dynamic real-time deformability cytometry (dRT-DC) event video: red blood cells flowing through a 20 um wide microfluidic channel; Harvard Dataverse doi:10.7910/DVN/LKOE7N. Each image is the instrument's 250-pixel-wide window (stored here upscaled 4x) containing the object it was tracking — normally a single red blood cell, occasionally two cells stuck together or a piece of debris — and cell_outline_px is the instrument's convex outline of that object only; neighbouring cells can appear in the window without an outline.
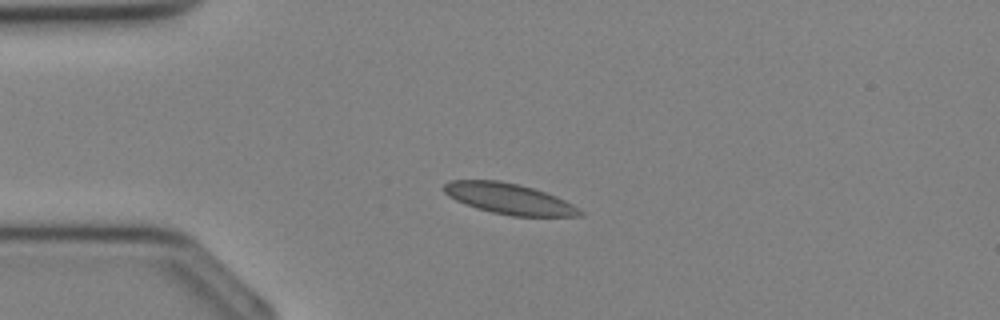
{"species": "Egyptian fruit bat (a non-hibernating species)", "species_latin": "Rousettus aegyptiacus", "temperature_condition": "cold", "stored_images_in_passage": 35, "camera_frame_rate_fps": 3000, "um_per_image_px": 0.085, "animal": {"sex": "female"}, "frame": {"image": 1, "passage_image": 8, "time_ms": 2.333, "image_size_px": [1000, 320], "cell_outline_px": [[584, 216], [512, 216], [492, 212], [476, 208], [456, 200], [448, 196], [444, 192], [444, 184], [452, 180], [500, 180], [520, 184], [556, 196], [572, 204], [584, 212]], "centroid_in_image_um": [43.28, 16.89], "position_along_channel_um": 41.7, "area_um2": 24.28}}
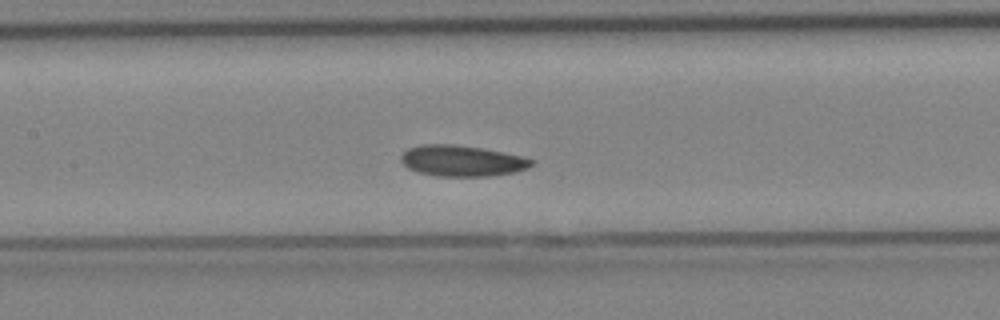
{"frame": {"image": 2, "passage_image": 16, "time_ms": 5.0, "image_size_px": [1000, 320], "cell_outline_px": [[536, 160], [528, 168], [516, 172], [488, 176], [436, 176], [416, 172], [408, 168], [400, 160], [400, 156], [408, 148], [420, 144], [456, 144], [480, 148], [520, 156]], "centroid_in_image_um": [39.23, 13.67], "position_along_channel_um": 168.2, "area_um2": 23.58}}
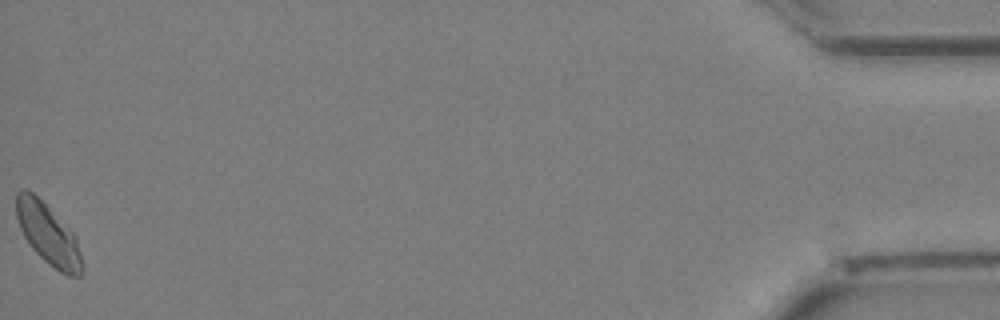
{"frame": {"image": 3, "passage_image": 35, "time_ms": 11.333, "image_size_px": [1000, 320], "cell_outline_px": [[84, 272], [80, 276], [68, 276], [60, 272], [44, 260], [32, 248], [24, 236], [20, 228], [16, 216], [16, 192], [24, 188], [32, 192], [72, 232], [76, 240], [80, 252], [84, 268]], "centroid_in_image_um": [4.09, 19.94], "position_along_channel_um": 431.1, "area_um2": 22.89}}